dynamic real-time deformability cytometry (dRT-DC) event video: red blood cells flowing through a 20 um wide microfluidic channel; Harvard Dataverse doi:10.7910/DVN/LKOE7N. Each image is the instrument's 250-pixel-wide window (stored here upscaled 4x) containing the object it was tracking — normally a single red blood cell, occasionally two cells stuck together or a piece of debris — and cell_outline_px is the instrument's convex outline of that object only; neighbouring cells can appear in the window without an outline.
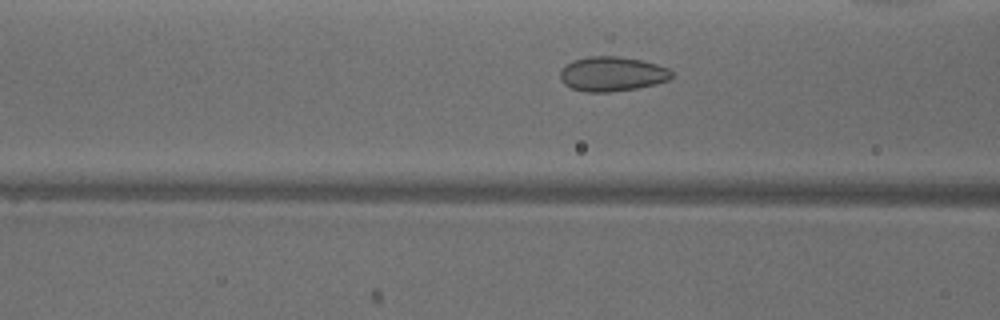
{"species": "common noctule bat (a hibernating species)", "species_latin": "Nyctalus noctula", "temperature_condition": "warm", "stored_images_in_passage": 39, "camera_frame_rate_fps": 3000, "um_per_image_px": 0.085, "animal": {"sex": "male", "body_mass_g": 18.8}, "frame": {"image": 1, "passage_image": 18, "time_ms": 5.667, "image_size_px": [1000, 320], "cell_outline_px": [[672, 76], [668, 80], [656, 84], [636, 88], [608, 92], [584, 92], [572, 88], [564, 84], [560, 80], [560, 72], [572, 60], [588, 56], [620, 56], [640, 60], [656, 64], [668, 68], [672, 72]], "centroid_in_image_um": [52.02, 6.28], "position_along_channel_um": 114.6, "area_um2": 22.43}}
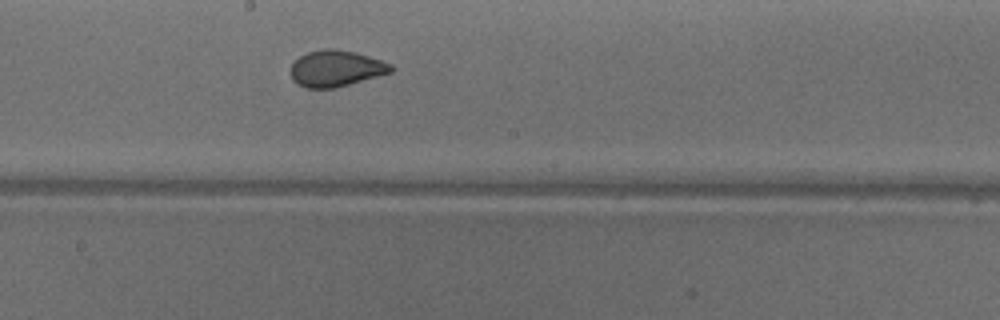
{"frame": {"image": 2, "passage_image": 26, "time_ms": 8.333, "image_size_px": [1000, 320], "cell_outline_px": [[396, 68], [392, 72], [336, 88], [304, 88], [292, 80], [292, 64], [300, 56], [308, 52], [324, 48], [332, 48], [356, 52], [392, 64]], "centroid_in_image_um": [28.58, 5.82], "position_along_channel_um": 219.6, "area_um2": 21.21}}
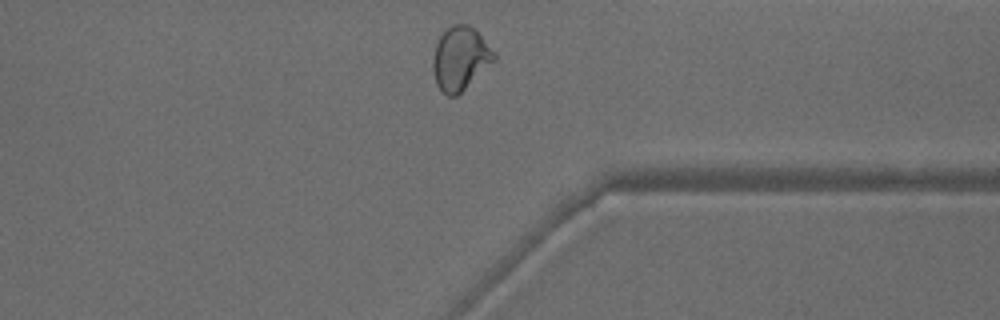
{"frame": {"image": 3, "passage_image": 38, "time_ms": 12.333, "image_size_px": [1000, 320], "cell_outline_px": [[496, 60], [456, 96], [448, 96], [436, 84], [432, 68], [432, 56], [436, 44], [440, 36], [452, 24], [468, 24], [476, 28], [496, 52]], "centroid_in_image_um": [39.14, 4.94], "position_along_channel_um": 372.3, "area_um2": 22.83}, "authors_computed_cell_mechanics": {"area_um2": 22.4264, "velocity_mm_per_s": 3.9365, "shape_relaxation_time_tau1_ms": 9.0724, "shape_relaxation_time_tau2_ms": 0.8099, "deformation_change_tau1": 0.174, "deformation_change_tau2": 0.0461}}